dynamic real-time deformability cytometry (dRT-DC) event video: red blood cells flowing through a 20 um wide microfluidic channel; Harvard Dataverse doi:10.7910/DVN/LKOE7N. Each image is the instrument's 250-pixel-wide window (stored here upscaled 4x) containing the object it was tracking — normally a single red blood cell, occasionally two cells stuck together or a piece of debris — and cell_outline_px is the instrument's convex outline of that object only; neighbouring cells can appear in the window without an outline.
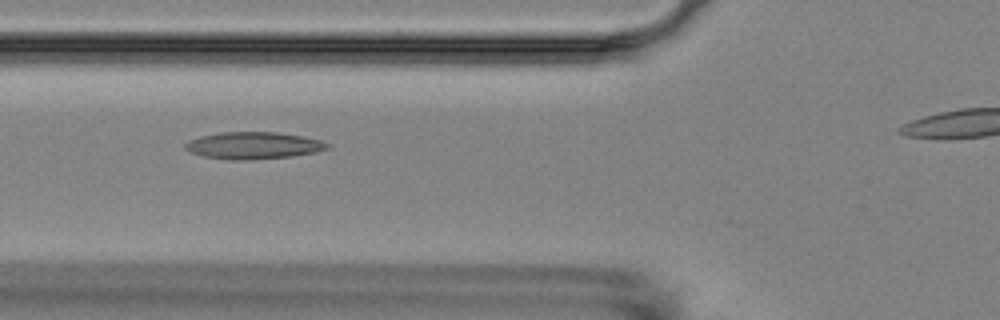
{"species": "Egyptian fruit bat (a non-hibernating species)", "species_latin": "Rousettus aegyptiacus", "temperature_condition": "room temperature", "stored_images_in_passage": 7, "segment_of_instrument_passage": [1, 2], "camera_frame_rate_fps": 3000, "um_per_image_px": 0.085, "animal": {"sex": "female"}, "frame": {"image": 1, "passage_image": 5, "time_ms": 5.333, "image_size_px": [1000, 320], "cell_outline_px": [[332, 144], [328, 148], [316, 152], [292, 156], [248, 160], [228, 160], [204, 156], [192, 152], [184, 148], [184, 144], [188, 140], [200, 136], [220, 132], [276, 132], [324, 140]], "centroid_in_image_um": [21.56, 12.36], "position_along_channel_um": 104.2, "area_um2": 22.48}}
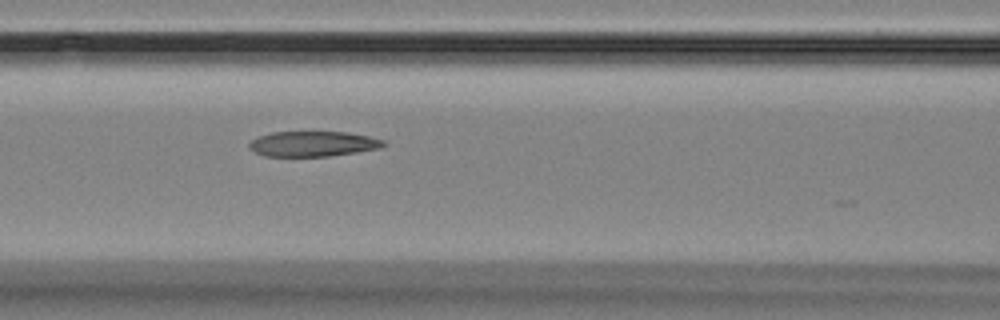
{"frame": {"image": 2, "passage_image": 6, "time_ms": 6.333, "image_size_px": [1000, 320], "cell_outline_px": [[388, 144], [380, 148], [356, 152], [328, 156], [264, 156], [248, 148], [248, 144], [256, 136], [272, 132], [348, 132], [368, 136], [384, 140]], "centroid_in_image_um": [26.59, 12.22], "position_along_channel_um": 140.0, "area_um2": 19.83}}